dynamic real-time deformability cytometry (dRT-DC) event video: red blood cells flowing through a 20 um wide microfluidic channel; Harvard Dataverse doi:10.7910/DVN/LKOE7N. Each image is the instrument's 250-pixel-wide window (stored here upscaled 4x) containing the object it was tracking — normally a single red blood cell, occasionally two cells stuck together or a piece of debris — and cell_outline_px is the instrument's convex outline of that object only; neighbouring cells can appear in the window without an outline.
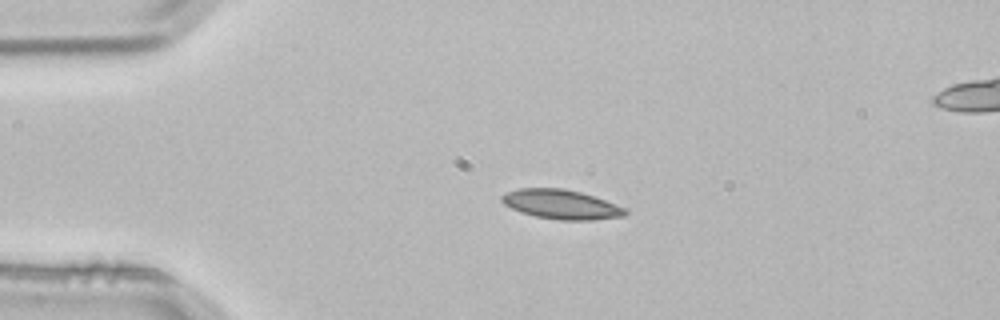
{"species": "common noctule bat (a hibernating species)", "species_latin": "Nyctalus noctula", "temperature_condition": "room temperature", "stored_images_in_passage": 7, "camera_frame_rate_fps": 3000, "um_per_image_px": 0.085, "animal": {"sex": "male", "body_mass_g": 21.5, "forearm_length_mm": 52.0}, "frame": {"image": 1, "passage_image": 2, "time_ms": 0.333, "image_size_px": [1000, 320], "cell_outline_px": [[628, 212], [624, 216], [592, 220], [560, 220], [536, 216], [520, 212], [504, 204], [500, 200], [500, 196], [504, 192], [516, 188], [564, 188], [580, 192], [628, 208]], "centroid_in_image_um": [47.68, 17.36], "position_along_channel_um": 37.3, "area_um2": 21.27}}
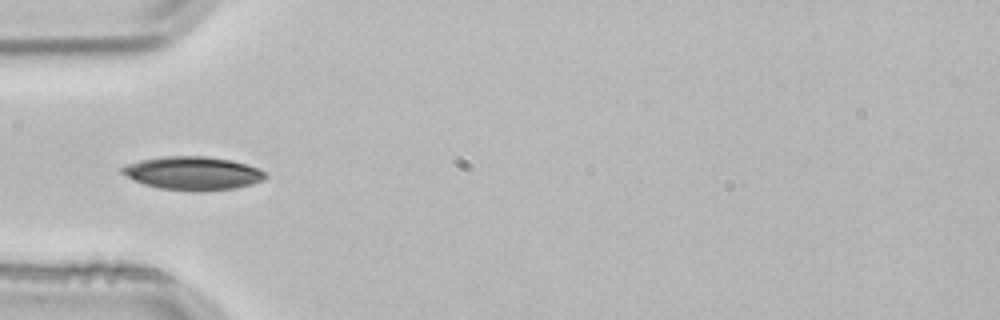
{"frame": {"image": 2, "passage_image": 6, "time_ms": 1.667, "image_size_px": [1000, 320], "cell_outline_px": [[268, 176], [264, 180], [252, 184], [236, 188], [200, 192], [192, 192], [160, 188], [144, 184], [132, 180], [120, 172], [120, 168], [124, 164], [140, 160], [164, 156], [204, 156], [232, 160], [260, 168]], "centroid_in_image_um": [16.38, 14.73], "position_along_channel_um": 68.6, "area_um2": 28.32}}